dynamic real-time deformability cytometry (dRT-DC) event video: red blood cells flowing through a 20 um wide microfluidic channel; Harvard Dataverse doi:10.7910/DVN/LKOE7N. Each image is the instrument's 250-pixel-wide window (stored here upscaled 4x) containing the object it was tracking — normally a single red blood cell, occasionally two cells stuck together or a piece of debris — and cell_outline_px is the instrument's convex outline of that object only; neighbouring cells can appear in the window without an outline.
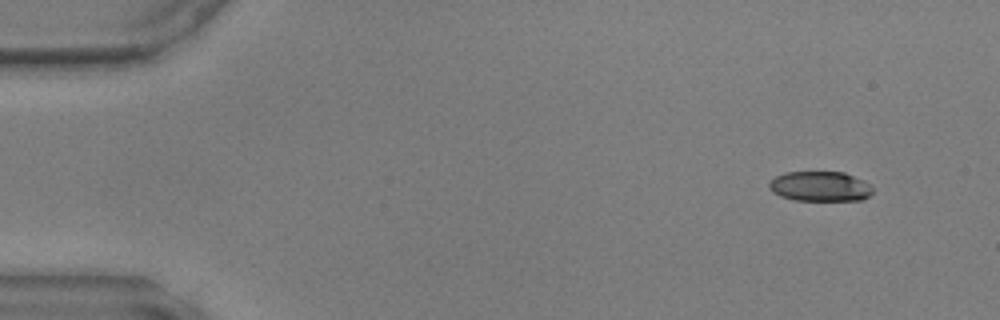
{"species": "common noctule bat (a hibernating species)", "species_latin": "Nyctalus noctula", "temperature_condition": "warm", "stored_images_in_passage": 44, "camera_frame_rate_fps": 3000, "um_per_image_px": 0.085, "animal": {"sex": "male", "body_mass_g": 17.9, "forearm_length_mm": 54.2}, "frame": {"image": 1, "passage_image": 1, "time_ms": 0.0, "image_size_px": [1000, 320], "cell_outline_px": [[872, 192], [868, 196], [860, 200], [792, 200], [780, 196], [772, 192], [768, 188], [768, 184], [776, 176], [784, 172], [844, 172], [872, 184]], "centroid_in_image_um": [69.69, 15.84], "position_along_channel_um": 15.3, "area_um2": 18.15}}
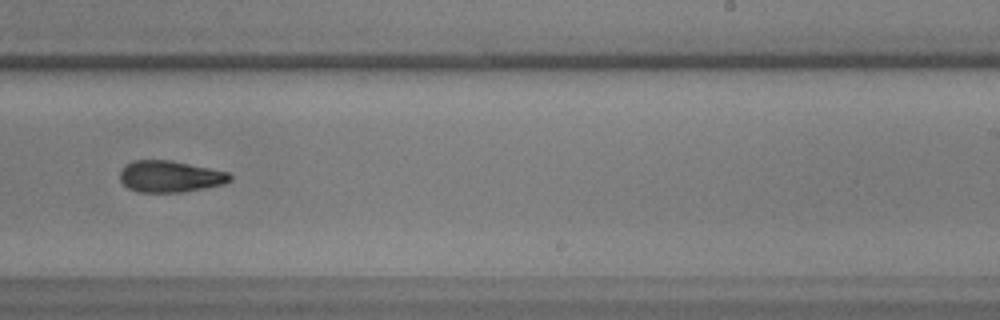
{"frame": {"image": 2, "passage_image": 27, "time_ms": 8.667, "image_size_px": [1000, 320], "cell_outline_px": [[232, 180], [224, 184], [204, 188], [180, 192], [136, 192], [128, 188], [120, 180], [120, 172], [132, 160], [168, 160], [228, 172], [232, 176]], "centroid_in_image_um": [14.45, 15.01], "position_along_channel_um": 274.5, "area_um2": 20.0}}
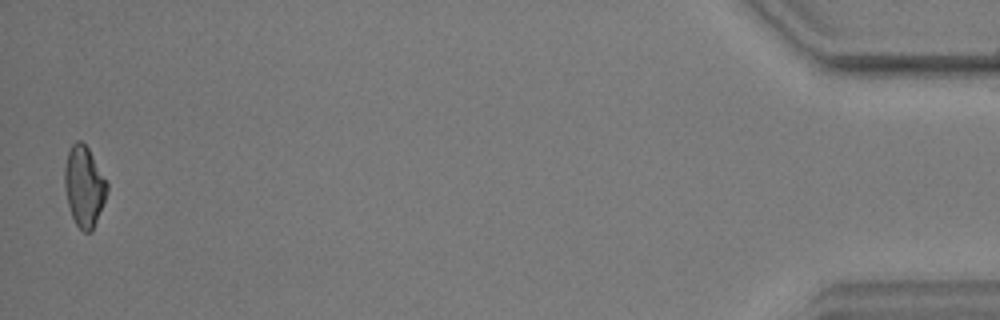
{"frame": {"image": 3, "passage_image": 44, "time_ms": 14.333, "image_size_px": [1000, 320], "cell_outline_px": [[108, 188], [104, 200], [92, 232], [84, 232], [76, 224], [72, 216], [68, 204], [64, 188], [64, 168], [68, 152], [72, 144], [76, 140], [80, 140], [88, 148], [108, 184]], "centroid_in_image_um": [7.13, 15.83], "position_along_channel_um": 428.1, "area_um2": 19.65}}